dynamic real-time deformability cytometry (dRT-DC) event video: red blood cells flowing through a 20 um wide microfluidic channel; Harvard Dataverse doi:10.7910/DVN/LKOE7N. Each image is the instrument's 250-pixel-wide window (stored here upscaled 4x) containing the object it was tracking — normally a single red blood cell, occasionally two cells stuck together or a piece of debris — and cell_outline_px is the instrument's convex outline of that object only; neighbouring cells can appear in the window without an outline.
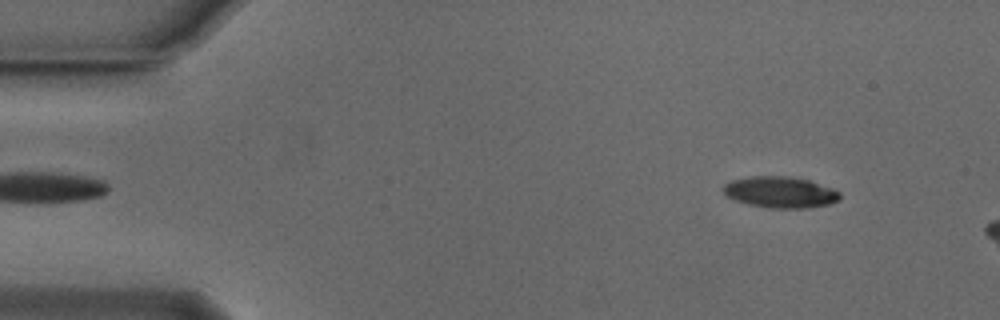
{"species": "Egyptian fruit bat (a non-hibernating species)", "species_latin": "Rousettus aegyptiacus", "temperature_condition": "cold", "stored_images_in_passage": 9, "camera_frame_rate_fps": 3000, "um_per_image_px": 0.085, "animal": {"sex": "male"}, "frame": {"image": 1, "passage_image": 4, "time_ms": 1.0, "image_size_px": [1000, 320], "cell_outline_px": [[840, 200], [828, 204], [804, 208], [772, 208], [748, 204], [736, 200], [728, 196], [720, 188], [724, 184], [732, 180], [752, 176], [788, 176], [808, 180], [832, 188], [840, 192]], "centroid_in_image_um": [66.31, 16.33], "position_along_channel_um": 18.7, "area_um2": 21.1}}